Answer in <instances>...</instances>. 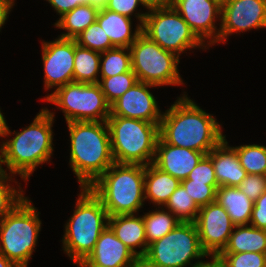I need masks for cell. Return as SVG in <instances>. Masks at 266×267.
I'll return each instance as SVG.
<instances>
[{"label":"cell","instance_id":"1","mask_svg":"<svg viewBox=\"0 0 266 267\" xmlns=\"http://www.w3.org/2000/svg\"><path fill=\"white\" fill-rule=\"evenodd\" d=\"M55 113L42 108L29 126L22 131H11L6 122L1 138L13 135V138L0 142L1 173L28 181L39 165L50 162L53 155V130ZM6 166L9 173L2 165Z\"/></svg>","mask_w":266,"mask_h":267},{"label":"cell","instance_id":"2","mask_svg":"<svg viewBox=\"0 0 266 267\" xmlns=\"http://www.w3.org/2000/svg\"><path fill=\"white\" fill-rule=\"evenodd\" d=\"M163 112L159 136L170 145L204 152L206 155L218 145L223 135L222 124L200 108L184 92Z\"/></svg>","mask_w":266,"mask_h":267},{"label":"cell","instance_id":"3","mask_svg":"<svg viewBox=\"0 0 266 267\" xmlns=\"http://www.w3.org/2000/svg\"><path fill=\"white\" fill-rule=\"evenodd\" d=\"M69 165L79 187L91 186L113 163L107 122H67Z\"/></svg>","mask_w":266,"mask_h":267},{"label":"cell","instance_id":"4","mask_svg":"<svg viewBox=\"0 0 266 267\" xmlns=\"http://www.w3.org/2000/svg\"><path fill=\"white\" fill-rule=\"evenodd\" d=\"M74 208L65 223L62 248L73 264L79 266L94 250L101 232L108 226L109 215L88 187H81Z\"/></svg>","mask_w":266,"mask_h":267},{"label":"cell","instance_id":"5","mask_svg":"<svg viewBox=\"0 0 266 267\" xmlns=\"http://www.w3.org/2000/svg\"><path fill=\"white\" fill-rule=\"evenodd\" d=\"M144 177V165L114 162L88 188L109 216L136 214L144 206Z\"/></svg>","mask_w":266,"mask_h":267},{"label":"cell","instance_id":"6","mask_svg":"<svg viewBox=\"0 0 266 267\" xmlns=\"http://www.w3.org/2000/svg\"><path fill=\"white\" fill-rule=\"evenodd\" d=\"M111 151L115 163H153L159 138V125L144 120L109 116Z\"/></svg>","mask_w":266,"mask_h":267},{"label":"cell","instance_id":"7","mask_svg":"<svg viewBox=\"0 0 266 267\" xmlns=\"http://www.w3.org/2000/svg\"><path fill=\"white\" fill-rule=\"evenodd\" d=\"M29 197L0 221V253L17 267H27L35 251L41 220Z\"/></svg>","mask_w":266,"mask_h":267},{"label":"cell","instance_id":"8","mask_svg":"<svg viewBox=\"0 0 266 267\" xmlns=\"http://www.w3.org/2000/svg\"><path fill=\"white\" fill-rule=\"evenodd\" d=\"M204 257L208 255L201 247L195 223L181 221L164 237L151 243L140 262L146 267H200L206 262L201 260Z\"/></svg>","mask_w":266,"mask_h":267},{"label":"cell","instance_id":"9","mask_svg":"<svg viewBox=\"0 0 266 267\" xmlns=\"http://www.w3.org/2000/svg\"><path fill=\"white\" fill-rule=\"evenodd\" d=\"M129 48L132 70L138 81L157 87L184 84L178 69L180 58L173 52L164 50L143 33Z\"/></svg>","mask_w":266,"mask_h":267},{"label":"cell","instance_id":"10","mask_svg":"<svg viewBox=\"0 0 266 267\" xmlns=\"http://www.w3.org/2000/svg\"><path fill=\"white\" fill-rule=\"evenodd\" d=\"M42 100L57 105L66 122H106L110 116V104L98 83L71 82Z\"/></svg>","mask_w":266,"mask_h":267},{"label":"cell","instance_id":"11","mask_svg":"<svg viewBox=\"0 0 266 267\" xmlns=\"http://www.w3.org/2000/svg\"><path fill=\"white\" fill-rule=\"evenodd\" d=\"M142 33L178 57L192 49H208L171 5L147 11Z\"/></svg>","mask_w":266,"mask_h":267},{"label":"cell","instance_id":"12","mask_svg":"<svg viewBox=\"0 0 266 267\" xmlns=\"http://www.w3.org/2000/svg\"><path fill=\"white\" fill-rule=\"evenodd\" d=\"M203 251L216 258L227 245L234 224L224 207L217 201L200 207L194 221Z\"/></svg>","mask_w":266,"mask_h":267},{"label":"cell","instance_id":"13","mask_svg":"<svg viewBox=\"0 0 266 267\" xmlns=\"http://www.w3.org/2000/svg\"><path fill=\"white\" fill-rule=\"evenodd\" d=\"M219 42L241 32L266 28V2L264 0L222 1Z\"/></svg>","mask_w":266,"mask_h":267},{"label":"cell","instance_id":"14","mask_svg":"<svg viewBox=\"0 0 266 267\" xmlns=\"http://www.w3.org/2000/svg\"><path fill=\"white\" fill-rule=\"evenodd\" d=\"M171 5L207 47L219 43L215 23L217 18L221 21V0H172Z\"/></svg>","mask_w":266,"mask_h":267},{"label":"cell","instance_id":"15","mask_svg":"<svg viewBox=\"0 0 266 267\" xmlns=\"http://www.w3.org/2000/svg\"><path fill=\"white\" fill-rule=\"evenodd\" d=\"M41 44L44 90H56L73 82L74 39L58 37L50 42L42 40Z\"/></svg>","mask_w":266,"mask_h":267},{"label":"cell","instance_id":"16","mask_svg":"<svg viewBox=\"0 0 266 267\" xmlns=\"http://www.w3.org/2000/svg\"><path fill=\"white\" fill-rule=\"evenodd\" d=\"M157 87L138 81L110 105V116L144 120L160 126L163 112L149 88Z\"/></svg>","mask_w":266,"mask_h":267},{"label":"cell","instance_id":"17","mask_svg":"<svg viewBox=\"0 0 266 267\" xmlns=\"http://www.w3.org/2000/svg\"><path fill=\"white\" fill-rule=\"evenodd\" d=\"M140 259L107 226L94 250L78 267H137Z\"/></svg>","mask_w":266,"mask_h":267},{"label":"cell","instance_id":"18","mask_svg":"<svg viewBox=\"0 0 266 267\" xmlns=\"http://www.w3.org/2000/svg\"><path fill=\"white\" fill-rule=\"evenodd\" d=\"M205 155L204 152L167 144L159 136L153 164L181 182Z\"/></svg>","mask_w":266,"mask_h":267},{"label":"cell","instance_id":"19","mask_svg":"<svg viewBox=\"0 0 266 267\" xmlns=\"http://www.w3.org/2000/svg\"><path fill=\"white\" fill-rule=\"evenodd\" d=\"M207 155L212 159L219 187H238L248 175L240 164L236 149L229 146L226 136Z\"/></svg>","mask_w":266,"mask_h":267},{"label":"cell","instance_id":"20","mask_svg":"<svg viewBox=\"0 0 266 267\" xmlns=\"http://www.w3.org/2000/svg\"><path fill=\"white\" fill-rule=\"evenodd\" d=\"M108 226L140 260L147 252L143 216L135 214L109 216ZM141 248L139 251L138 248ZM137 248V249H136Z\"/></svg>","mask_w":266,"mask_h":267},{"label":"cell","instance_id":"21","mask_svg":"<svg viewBox=\"0 0 266 267\" xmlns=\"http://www.w3.org/2000/svg\"><path fill=\"white\" fill-rule=\"evenodd\" d=\"M97 22L114 47L129 48L142 33V26L140 24H136V29L132 32L131 18L108 9L98 12Z\"/></svg>","mask_w":266,"mask_h":267},{"label":"cell","instance_id":"22","mask_svg":"<svg viewBox=\"0 0 266 267\" xmlns=\"http://www.w3.org/2000/svg\"><path fill=\"white\" fill-rule=\"evenodd\" d=\"M180 183L178 179L162 171L153 163L145 166V200L151 201L154 207H164Z\"/></svg>","mask_w":266,"mask_h":267},{"label":"cell","instance_id":"23","mask_svg":"<svg viewBox=\"0 0 266 267\" xmlns=\"http://www.w3.org/2000/svg\"><path fill=\"white\" fill-rule=\"evenodd\" d=\"M216 201L224 207L235 226L250 224L254 201L241 192L238 187H219L216 191Z\"/></svg>","mask_w":266,"mask_h":267},{"label":"cell","instance_id":"24","mask_svg":"<svg viewBox=\"0 0 266 267\" xmlns=\"http://www.w3.org/2000/svg\"><path fill=\"white\" fill-rule=\"evenodd\" d=\"M235 230V231H234ZM266 253V230L252 225H236L221 253Z\"/></svg>","mask_w":266,"mask_h":267},{"label":"cell","instance_id":"25","mask_svg":"<svg viewBox=\"0 0 266 267\" xmlns=\"http://www.w3.org/2000/svg\"><path fill=\"white\" fill-rule=\"evenodd\" d=\"M98 10L90 4L79 5L70 12L65 13L54 23L57 29L66 31L58 37L66 39H75L86 28L97 20Z\"/></svg>","mask_w":266,"mask_h":267},{"label":"cell","instance_id":"26","mask_svg":"<svg viewBox=\"0 0 266 267\" xmlns=\"http://www.w3.org/2000/svg\"><path fill=\"white\" fill-rule=\"evenodd\" d=\"M101 53L78 45L74 39L73 82L98 83Z\"/></svg>","mask_w":266,"mask_h":267},{"label":"cell","instance_id":"27","mask_svg":"<svg viewBox=\"0 0 266 267\" xmlns=\"http://www.w3.org/2000/svg\"><path fill=\"white\" fill-rule=\"evenodd\" d=\"M143 221L148 246L164 237L173 230L181 221L164 207H158L155 211L144 213Z\"/></svg>","mask_w":266,"mask_h":267},{"label":"cell","instance_id":"28","mask_svg":"<svg viewBox=\"0 0 266 267\" xmlns=\"http://www.w3.org/2000/svg\"><path fill=\"white\" fill-rule=\"evenodd\" d=\"M131 70L130 48L115 47L101 53L100 78L116 76Z\"/></svg>","mask_w":266,"mask_h":267},{"label":"cell","instance_id":"29","mask_svg":"<svg viewBox=\"0 0 266 267\" xmlns=\"http://www.w3.org/2000/svg\"><path fill=\"white\" fill-rule=\"evenodd\" d=\"M164 208L182 222H194L200 209L181 184L169 197Z\"/></svg>","mask_w":266,"mask_h":267},{"label":"cell","instance_id":"30","mask_svg":"<svg viewBox=\"0 0 266 267\" xmlns=\"http://www.w3.org/2000/svg\"><path fill=\"white\" fill-rule=\"evenodd\" d=\"M234 148L240 164L247 174L266 176V146L245 144Z\"/></svg>","mask_w":266,"mask_h":267},{"label":"cell","instance_id":"31","mask_svg":"<svg viewBox=\"0 0 266 267\" xmlns=\"http://www.w3.org/2000/svg\"><path fill=\"white\" fill-rule=\"evenodd\" d=\"M138 82L133 70L108 78H100L98 84L111 105Z\"/></svg>","mask_w":266,"mask_h":267},{"label":"cell","instance_id":"32","mask_svg":"<svg viewBox=\"0 0 266 267\" xmlns=\"http://www.w3.org/2000/svg\"><path fill=\"white\" fill-rule=\"evenodd\" d=\"M10 182L16 183L18 188L12 186ZM20 186V183L15 182L9 174L0 173V221L26 198Z\"/></svg>","mask_w":266,"mask_h":267},{"label":"cell","instance_id":"33","mask_svg":"<svg viewBox=\"0 0 266 267\" xmlns=\"http://www.w3.org/2000/svg\"><path fill=\"white\" fill-rule=\"evenodd\" d=\"M75 41L78 45L99 53L115 48L97 20L78 35Z\"/></svg>","mask_w":266,"mask_h":267},{"label":"cell","instance_id":"34","mask_svg":"<svg viewBox=\"0 0 266 267\" xmlns=\"http://www.w3.org/2000/svg\"><path fill=\"white\" fill-rule=\"evenodd\" d=\"M216 259L224 267H266V253H220Z\"/></svg>","mask_w":266,"mask_h":267},{"label":"cell","instance_id":"35","mask_svg":"<svg viewBox=\"0 0 266 267\" xmlns=\"http://www.w3.org/2000/svg\"><path fill=\"white\" fill-rule=\"evenodd\" d=\"M180 184L199 208L216 201L218 185H207V182H193L188 179L182 180Z\"/></svg>","mask_w":266,"mask_h":267},{"label":"cell","instance_id":"36","mask_svg":"<svg viewBox=\"0 0 266 267\" xmlns=\"http://www.w3.org/2000/svg\"><path fill=\"white\" fill-rule=\"evenodd\" d=\"M140 5L142 4L139 0H108L105 9L127 16L129 18H131V16L134 14V16L139 21L138 24L142 26L147 12H138L137 10Z\"/></svg>","mask_w":266,"mask_h":267},{"label":"cell","instance_id":"37","mask_svg":"<svg viewBox=\"0 0 266 267\" xmlns=\"http://www.w3.org/2000/svg\"><path fill=\"white\" fill-rule=\"evenodd\" d=\"M187 179L193 182H207V185H218L212 159L205 155L189 173Z\"/></svg>","mask_w":266,"mask_h":267},{"label":"cell","instance_id":"38","mask_svg":"<svg viewBox=\"0 0 266 267\" xmlns=\"http://www.w3.org/2000/svg\"><path fill=\"white\" fill-rule=\"evenodd\" d=\"M238 188L248 198L255 201L266 190V176L248 174Z\"/></svg>","mask_w":266,"mask_h":267},{"label":"cell","instance_id":"39","mask_svg":"<svg viewBox=\"0 0 266 267\" xmlns=\"http://www.w3.org/2000/svg\"><path fill=\"white\" fill-rule=\"evenodd\" d=\"M250 225L266 230V190L254 201Z\"/></svg>","mask_w":266,"mask_h":267},{"label":"cell","instance_id":"40","mask_svg":"<svg viewBox=\"0 0 266 267\" xmlns=\"http://www.w3.org/2000/svg\"><path fill=\"white\" fill-rule=\"evenodd\" d=\"M60 17L79 5L89 4V0H46Z\"/></svg>","mask_w":266,"mask_h":267},{"label":"cell","instance_id":"41","mask_svg":"<svg viewBox=\"0 0 266 267\" xmlns=\"http://www.w3.org/2000/svg\"><path fill=\"white\" fill-rule=\"evenodd\" d=\"M15 0H0V31L2 26L6 23L9 13L13 6L15 5Z\"/></svg>","mask_w":266,"mask_h":267},{"label":"cell","instance_id":"42","mask_svg":"<svg viewBox=\"0 0 266 267\" xmlns=\"http://www.w3.org/2000/svg\"><path fill=\"white\" fill-rule=\"evenodd\" d=\"M147 11L171 6L172 0H139Z\"/></svg>","mask_w":266,"mask_h":267},{"label":"cell","instance_id":"43","mask_svg":"<svg viewBox=\"0 0 266 267\" xmlns=\"http://www.w3.org/2000/svg\"><path fill=\"white\" fill-rule=\"evenodd\" d=\"M108 0H89V4L93 6L98 11L104 10L106 8Z\"/></svg>","mask_w":266,"mask_h":267},{"label":"cell","instance_id":"44","mask_svg":"<svg viewBox=\"0 0 266 267\" xmlns=\"http://www.w3.org/2000/svg\"><path fill=\"white\" fill-rule=\"evenodd\" d=\"M0 267H17L11 260L0 253Z\"/></svg>","mask_w":266,"mask_h":267},{"label":"cell","instance_id":"45","mask_svg":"<svg viewBox=\"0 0 266 267\" xmlns=\"http://www.w3.org/2000/svg\"><path fill=\"white\" fill-rule=\"evenodd\" d=\"M211 261L203 263L200 267H224L216 258H210Z\"/></svg>","mask_w":266,"mask_h":267},{"label":"cell","instance_id":"46","mask_svg":"<svg viewBox=\"0 0 266 267\" xmlns=\"http://www.w3.org/2000/svg\"><path fill=\"white\" fill-rule=\"evenodd\" d=\"M6 122L7 121L5 120V117L2 114L1 108H0V138H1L2 134H3L4 129H5Z\"/></svg>","mask_w":266,"mask_h":267},{"label":"cell","instance_id":"47","mask_svg":"<svg viewBox=\"0 0 266 267\" xmlns=\"http://www.w3.org/2000/svg\"><path fill=\"white\" fill-rule=\"evenodd\" d=\"M137 267H146L145 265H143L141 262L138 264Z\"/></svg>","mask_w":266,"mask_h":267}]
</instances>
